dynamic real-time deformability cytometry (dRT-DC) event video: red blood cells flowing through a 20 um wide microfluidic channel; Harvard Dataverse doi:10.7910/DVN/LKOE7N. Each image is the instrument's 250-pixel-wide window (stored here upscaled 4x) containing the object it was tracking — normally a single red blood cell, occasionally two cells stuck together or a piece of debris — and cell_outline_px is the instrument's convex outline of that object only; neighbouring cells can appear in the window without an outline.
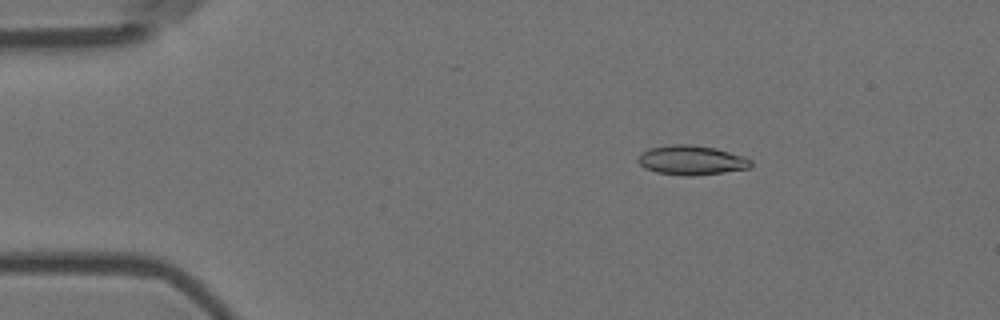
{"species": "Egyptian fruit bat (a non-hibernating species)", "species_latin": "Rousettus aegyptiacus", "temperature_condition": "room temperature", "stored_images_in_passage": 5, "camera_frame_rate_fps": 3000, "um_per_image_px": 0.085, "animal": {"sex": "female"}, "frame": {"image": 1, "passage_image": 3, "time_ms": 0.667, "image_size_px": [1000, 320], "cell_outline_px": [[752, 164], [748, 168], [724, 172], [692, 176], [684, 176], [656, 172], [644, 168], [636, 160], [640, 152], [648, 148], [672, 144], [692, 144], [716, 148], [744, 156], [752, 160]], "centroid_in_image_um": [58.74, 13.61], "position_along_channel_um": 26.3, "area_um2": 19.59}}